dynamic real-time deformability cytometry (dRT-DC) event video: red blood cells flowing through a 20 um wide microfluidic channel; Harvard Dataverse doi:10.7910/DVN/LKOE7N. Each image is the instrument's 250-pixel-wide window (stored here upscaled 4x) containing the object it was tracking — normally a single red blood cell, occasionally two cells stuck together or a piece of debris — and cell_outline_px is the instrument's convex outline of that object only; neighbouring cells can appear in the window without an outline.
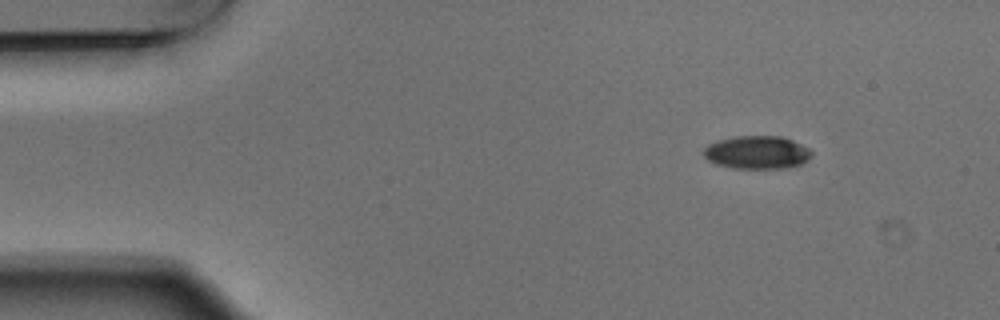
{"species": "Egyptian fruit bat (a non-hibernating species)", "species_latin": "Rousettus aegyptiacus", "temperature_condition": "warm", "stored_images_in_passage": 5, "segment_of_instrument_passage": [2, 2], "camera_frame_rate_fps": 3000, "um_per_image_px": 0.085, "animal": {"sex": "male"}, "frame": {"image": 1, "passage_image": 5, "time_ms": 1.333, "image_size_px": [1000, 320], "cell_outline_px": [[812, 156], [808, 160], [800, 164], [780, 168], [732, 168], [716, 164], [708, 160], [704, 156], [704, 148], [708, 144], [720, 140], [736, 136], [780, 136], [792, 140], [808, 148], [812, 152]], "centroid_in_image_um": [64.34, 12.95], "position_along_channel_um": 20.7, "area_um2": 20.63}}